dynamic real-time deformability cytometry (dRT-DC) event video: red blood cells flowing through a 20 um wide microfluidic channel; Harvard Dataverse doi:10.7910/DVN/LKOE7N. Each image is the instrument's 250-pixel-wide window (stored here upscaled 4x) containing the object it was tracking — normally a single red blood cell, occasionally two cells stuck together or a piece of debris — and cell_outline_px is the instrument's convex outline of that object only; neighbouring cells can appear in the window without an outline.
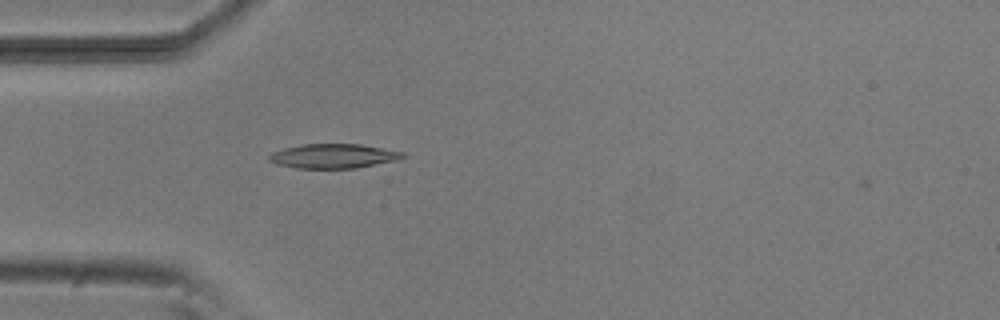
{"species": "common noctule bat (a hibernating species)", "species_latin": "Nyctalus noctula", "temperature_condition": "room temperature", "stored_images_in_passage": 1, "camera_frame_rate_fps": 3000, "um_per_image_px": 0.085, "animal": {"sex": "male", "body_mass_g": 20.5, "forearm_length_mm": 52.5}, "frame": {"image": 1, "passage_image": 1, "time_ms": 0.0, "image_size_px": [1000, 320], "cell_outline_px": [[408, 156], [396, 160], [356, 168], [296, 168], [276, 164], [268, 160], [268, 156], [272, 152], [284, 148], [304, 144], [360, 144], [404, 152]], "centroid_in_image_um": [28.33, 13.26], "position_along_channel_um": 56.7, "area_um2": 18.96}}